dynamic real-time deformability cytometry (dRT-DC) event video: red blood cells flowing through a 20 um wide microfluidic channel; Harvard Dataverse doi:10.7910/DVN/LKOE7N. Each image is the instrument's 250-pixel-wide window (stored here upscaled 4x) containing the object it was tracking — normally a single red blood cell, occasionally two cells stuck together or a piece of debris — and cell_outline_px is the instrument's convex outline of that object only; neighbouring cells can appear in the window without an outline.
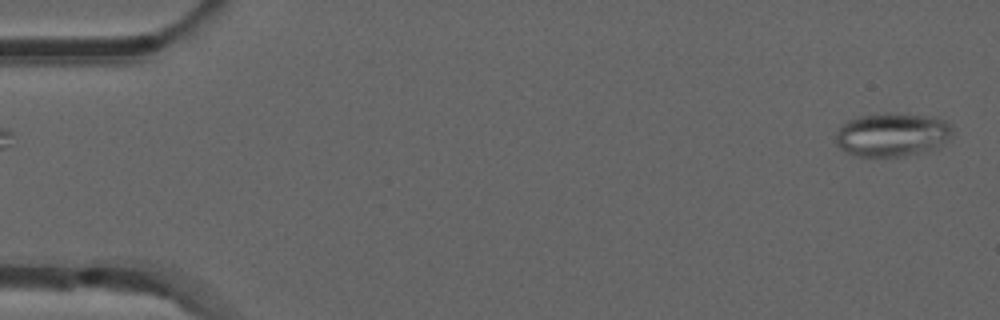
{"species": "common noctule bat (a hibernating species)", "species_latin": "Nyctalus noctula", "temperature_condition": "room temperature", "stored_images_in_passage": 9, "camera_frame_rate_fps": 3000, "um_per_image_px": 0.085, "animal": {"sex": "male", "forearm_length_mm": 52.5}, "frame": {"image": 1, "passage_image": 1, "time_ms": 0.0, "image_size_px": [1000, 320], "cell_outline_px": [[956, 132], [944, 144], [928, 152], [904, 156], [856, 156], [844, 152], [836, 144], [836, 132], [840, 124], [848, 120], [860, 116], [884, 112], [888, 112], [936, 116], [944, 120]], "centroid_in_image_um": [75.86, 11.44], "position_along_channel_um": 9.1, "area_um2": 30.52}}